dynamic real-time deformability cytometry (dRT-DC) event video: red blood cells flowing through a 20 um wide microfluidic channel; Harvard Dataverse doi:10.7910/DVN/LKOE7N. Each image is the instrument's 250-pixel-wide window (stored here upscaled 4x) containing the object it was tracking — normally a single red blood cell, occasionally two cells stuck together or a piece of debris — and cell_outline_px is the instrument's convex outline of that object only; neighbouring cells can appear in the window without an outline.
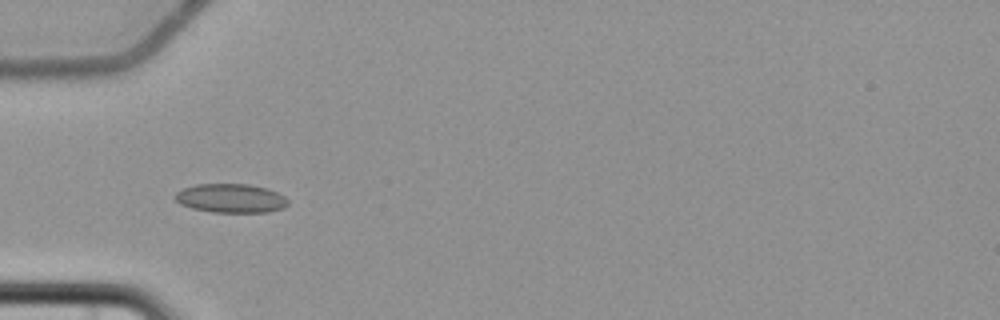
{"species": "common noctule bat (a hibernating species)", "species_latin": "Nyctalus noctula", "temperature_condition": "cold", "stored_images_in_passage": 6, "camera_frame_rate_fps": 3000, "um_per_image_px": 0.085, "animal": {"sex": "female", "body_mass_g": 22.7, "forearm_length_mm": 54.2}, "frame": {"image": 1, "passage_image": 6, "time_ms": 6.333, "image_size_px": [1000, 320], "cell_outline_px": [[288, 204], [284, 208], [268, 212], [212, 212], [192, 208], [180, 204], [172, 196], [176, 192], [184, 188], [196, 184], [248, 184], [268, 188], [284, 196], [288, 200]], "centroid_in_image_um": [19.61, 16.85], "position_along_channel_um": 65.4, "area_um2": 19.13}}